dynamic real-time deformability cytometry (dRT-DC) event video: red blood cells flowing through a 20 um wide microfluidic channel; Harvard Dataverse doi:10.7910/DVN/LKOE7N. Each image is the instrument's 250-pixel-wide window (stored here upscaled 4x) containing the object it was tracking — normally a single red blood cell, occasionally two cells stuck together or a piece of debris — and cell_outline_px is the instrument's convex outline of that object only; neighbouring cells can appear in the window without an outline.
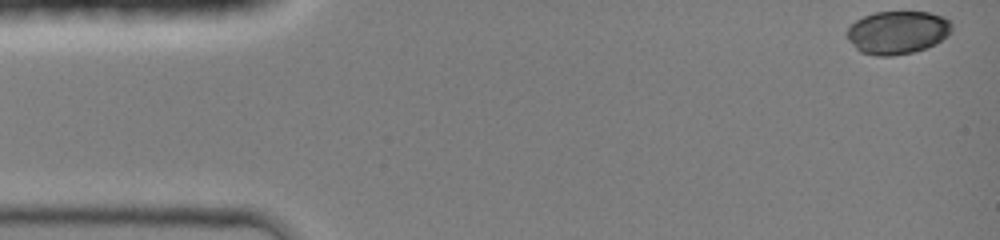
{"species": "common noctule bat (a hibernating species)", "species_latin": "Nyctalus noctula", "temperature_condition": "room temperature", "stored_images_in_passage": 17, "camera_frame_rate_fps": 3000, "um_per_image_px": 0.085, "animal": {"sex": "female", "body_mass_g": 19.0, "forearm_length_mm": 51.5}, "frame": {"image": 1, "passage_image": 1, "time_ms": 0.0, "image_size_px": [1000, 240], "cell_outline_px": [[952, 32], [948, 36], [936, 44], [912, 52], [892, 56], [876, 56], [860, 52], [848, 40], [848, 28], [856, 20], [864, 16], [876, 12], [928, 12], [944, 16], [952, 20]], "centroid_in_image_um": [76.33, 2.75], "position_along_channel_um": 8.7, "area_um2": 26.47}}